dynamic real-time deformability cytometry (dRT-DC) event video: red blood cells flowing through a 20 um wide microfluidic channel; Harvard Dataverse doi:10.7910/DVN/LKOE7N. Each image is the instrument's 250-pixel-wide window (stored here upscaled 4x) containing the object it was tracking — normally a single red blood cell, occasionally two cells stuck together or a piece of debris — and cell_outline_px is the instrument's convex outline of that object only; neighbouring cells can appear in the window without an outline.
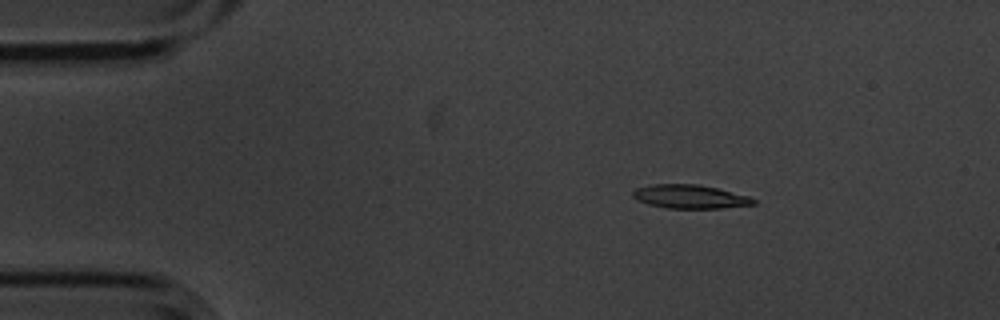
{"species": "common noctule bat (a hibernating species)", "species_latin": "Nyctalus noctula", "temperature_condition": "cold", "stored_images_in_passage": 4, "camera_frame_rate_fps": 3000, "um_per_image_px": 0.085, "animal": {"sex": "male", "body_mass_g": 20.1, "forearm_length_mm": 53.5}, "frame": {"image": 1, "passage_image": 1, "time_ms": 0.0, "image_size_px": [1000, 320], "cell_outline_px": [[756, 204], [720, 208], [668, 208], [648, 204], [636, 200], [632, 196], [632, 192], [636, 188], [652, 184], [696, 184], [716, 188], [748, 196], [756, 200]], "centroid_in_image_um": [58.61, 16.71], "position_along_channel_um": 26.4, "area_um2": 16.53}}
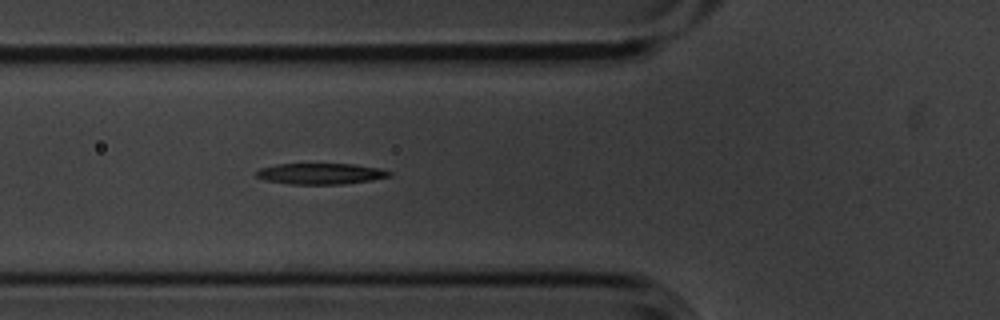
{"frame": {"image": 2, "passage_image": 4, "time_ms": 1.0, "image_size_px": [1000, 320], "cell_outline_px": [[392, 176], [372, 180], [344, 184], [292, 184], [264, 180], [256, 176], [256, 172], [260, 168], [276, 164], [352, 164], [380, 168], [392, 172]], "centroid_in_image_um": [27.28, 14.76], "position_along_channel_um": 98.5, "area_um2": 16.3}}